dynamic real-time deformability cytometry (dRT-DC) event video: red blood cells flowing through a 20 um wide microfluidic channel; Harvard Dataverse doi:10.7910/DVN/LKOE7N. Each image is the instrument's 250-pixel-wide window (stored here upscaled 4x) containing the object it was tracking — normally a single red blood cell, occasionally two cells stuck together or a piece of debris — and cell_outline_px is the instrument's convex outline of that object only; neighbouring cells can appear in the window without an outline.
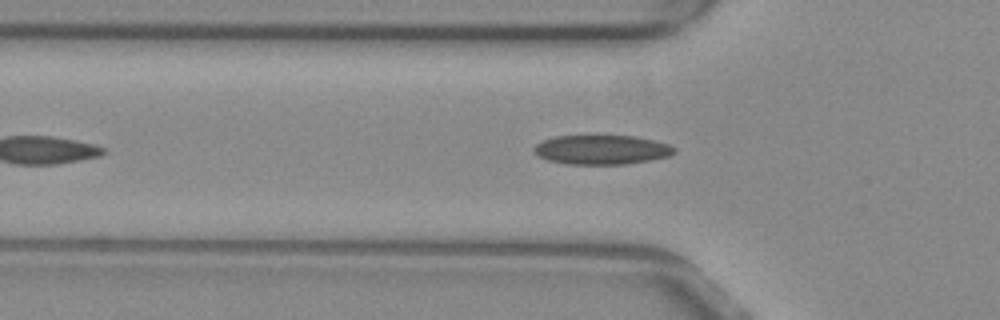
{"species": "common noctule bat (a hibernating species)", "species_latin": "Nyctalus noctula", "temperature_condition": "warm", "stored_images_in_passage": 39, "camera_frame_rate_fps": 3000, "um_per_image_px": 0.085, "animal": {"sex": "female", "body_mass_g": 29.2, "forearm_length_mm": 56.3}, "frame": {"image": 1, "passage_image": 6, "time_ms": 1.667, "image_size_px": [1000, 320], "cell_outline_px": [[676, 152], [668, 156], [652, 160], [628, 164], [564, 164], [548, 160], [540, 156], [532, 148], [536, 144], [544, 140], [556, 136], [632, 136], [652, 140], [668, 144], [676, 148]], "centroid_in_image_um": [51.16, 12.73], "position_along_channel_um": 74.6, "area_um2": 23.87}}
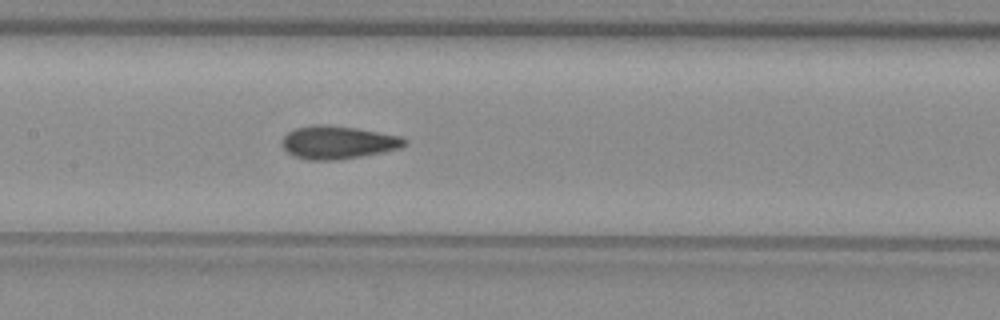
{"frame": {"image": 2, "passage_image": 14, "time_ms": 4.333, "image_size_px": [1000, 320], "cell_outline_px": [[408, 140], [400, 148], [340, 160], [308, 160], [292, 156], [280, 144], [284, 136], [288, 132], [296, 128], [312, 124], [328, 124], [356, 128], [400, 136]], "centroid_in_image_um": [28.67, 12.1], "position_along_channel_um": 178.7, "area_um2": 23.58}}
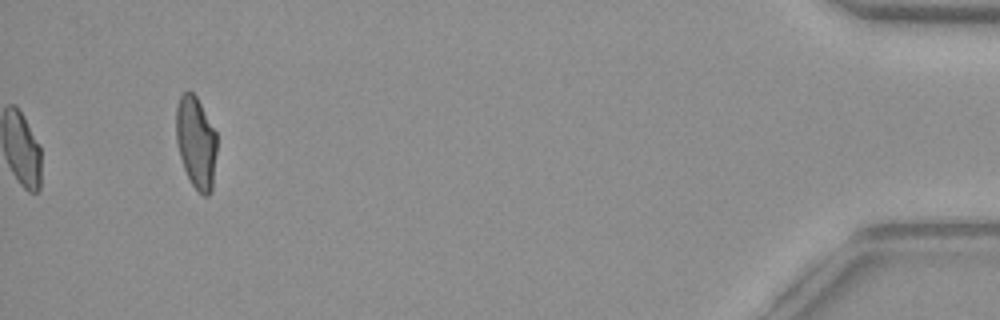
{"frame": {"image": 3, "passage_image": 39, "time_ms": 12.667, "image_size_px": [1000, 320], "cell_outline_px": [[216, 152], [212, 188], [208, 196], [204, 196], [192, 184], [184, 168], [180, 156], [176, 140], [176, 108], [180, 96], [184, 92], [192, 92], [196, 96], [216, 132]], "centroid_in_image_um": [16.66, 12.09], "position_along_channel_um": 418.5, "area_um2": 21.56}, "authors_computed_cell_mechanics": {"area_um2": 22.8888, "velocity_mm_per_s": 3.861, "shape_relaxation_time_tau1_ms": 9.8436, "shape_relaxation_time_tau2_ms": 1.343, "deformation_change_tau1": 0.2517, "deformation_change_tau2": 0.0766}}